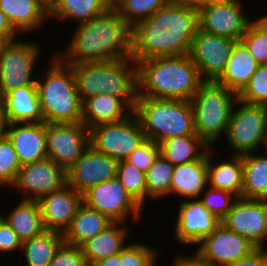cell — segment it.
<instances>
[{
  "instance_id": "1",
  "label": "cell",
  "mask_w": 267,
  "mask_h": 266,
  "mask_svg": "<svg viewBox=\"0 0 267 266\" xmlns=\"http://www.w3.org/2000/svg\"><path fill=\"white\" fill-rule=\"evenodd\" d=\"M198 28V9L167 2L131 28V58L137 63L189 54Z\"/></svg>"
},
{
  "instance_id": "2",
  "label": "cell",
  "mask_w": 267,
  "mask_h": 266,
  "mask_svg": "<svg viewBox=\"0 0 267 266\" xmlns=\"http://www.w3.org/2000/svg\"><path fill=\"white\" fill-rule=\"evenodd\" d=\"M76 26L70 44L63 53L56 54L63 63L106 62L131 57V27L113 6Z\"/></svg>"
},
{
  "instance_id": "3",
  "label": "cell",
  "mask_w": 267,
  "mask_h": 266,
  "mask_svg": "<svg viewBox=\"0 0 267 266\" xmlns=\"http://www.w3.org/2000/svg\"><path fill=\"white\" fill-rule=\"evenodd\" d=\"M138 97L190 101L204 82L189 54L138 61Z\"/></svg>"
},
{
  "instance_id": "4",
  "label": "cell",
  "mask_w": 267,
  "mask_h": 266,
  "mask_svg": "<svg viewBox=\"0 0 267 266\" xmlns=\"http://www.w3.org/2000/svg\"><path fill=\"white\" fill-rule=\"evenodd\" d=\"M70 66L82 102L104 93L122 99L132 110L135 109L138 101V70L131 57Z\"/></svg>"
},
{
  "instance_id": "5",
  "label": "cell",
  "mask_w": 267,
  "mask_h": 266,
  "mask_svg": "<svg viewBox=\"0 0 267 266\" xmlns=\"http://www.w3.org/2000/svg\"><path fill=\"white\" fill-rule=\"evenodd\" d=\"M42 82L37 79L36 88L45 123L82 122V100L78 94L72 67L56 55L51 59Z\"/></svg>"
},
{
  "instance_id": "6",
  "label": "cell",
  "mask_w": 267,
  "mask_h": 266,
  "mask_svg": "<svg viewBox=\"0 0 267 266\" xmlns=\"http://www.w3.org/2000/svg\"><path fill=\"white\" fill-rule=\"evenodd\" d=\"M133 112L147 139L157 144L175 136L197 135L190 101L138 97Z\"/></svg>"
},
{
  "instance_id": "7",
  "label": "cell",
  "mask_w": 267,
  "mask_h": 266,
  "mask_svg": "<svg viewBox=\"0 0 267 266\" xmlns=\"http://www.w3.org/2000/svg\"><path fill=\"white\" fill-rule=\"evenodd\" d=\"M238 94L216 81H204L190 100L195 133L210 147L226 134Z\"/></svg>"
},
{
  "instance_id": "8",
  "label": "cell",
  "mask_w": 267,
  "mask_h": 266,
  "mask_svg": "<svg viewBox=\"0 0 267 266\" xmlns=\"http://www.w3.org/2000/svg\"><path fill=\"white\" fill-rule=\"evenodd\" d=\"M147 140L134 112L118 122L101 123L90 128V145L117 162L127 157Z\"/></svg>"
},
{
  "instance_id": "9",
  "label": "cell",
  "mask_w": 267,
  "mask_h": 266,
  "mask_svg": "<svg viewBox=\"0 0 267 266\" xmlns=\"http://www.w3.org/2000/svg\"><path fill=\"white\" fill-rule=\"evenodd\" d=\"M238 104L239 108L237 107ZM266 132L267 106L249 104L238 99L225 134L235 155L242 156L253 153L262 147Z\"/></svg>"
},
{
  "instance_id": "10",
  "label": "cell",
  "mask_w": 267,
  "mask_h": 266,
  "mask_svg": "<svg viewBox=\"0 0 267 266\" xmlns=\"http://www.w3.org/2000/svg\"><path fill=\"white\" fill-rule=\"evenodd\" d=\"M90 145V129L83 123H46L47 158L68 170Z\"/></svg>"
},
{
  "instance_id": "11",
  "label": "cell",
  "mask_w": 267,
  "mask_h": 266,
  "mask_svg": "<svg viewBox=\"0 0 267 266\" xmlns=\"http://www.w3.org/2000/svg\"><path fill=\"white\" fill-rule=\"evenodd\" d=\"M83 203L106 215L113 222L141 218L142 207L125 190L117 177L92 186L83 193Z\"/></svg>"
},
{
  "instance_id": "12",
  "label": "cell",
  "mask_w": 267,
  "mask_h": 266,
  "mask_svg": "<svg viewBox=\"0 0 267 266\" xmlns=\"http://www.w3.org/2000/svg\"><path fill=\"white\" fill-rule=\"evenodd\" d=\"M38 43L14 40L0 56V87L3 94L27 85H36L32 76L40 56ZM35 79V80H34Z\"/></svg>"
},
{
  "instance_id": "13",
  "label": "cell",
  "mask_w": 267,
  "mask_h": 266,
  "mask_svg": "<svg viewBox=\"0 0 267 266\" xmlns=\"http://www.w3.org/2000/svg\"><path fill=\"white\" fill-rule=\"evenodd\" d=\"M221 223L257 248L267 240V200L239 197Z\"/></svg>"
},
{
  "instance_id": "14",
  "label": "cell",
  "mask_w": 267,
  "mask_h": 266,
  "mask_svg": "<svg viewBox=\"0 0 267 266\" xmlns=\"http://www.w3.org/2000/svg\"><path fill=\"white\" fill-rule=\"evenodd\" d=\"M242 8L239 0L205 4L198 9L199 29L240 41L252 22Z\"/></svg>"
},
{
  "instance_id": "15",
  "label": "cell",
  "mask_w": 267,
  "mask_h": 266,
  "mask_svg": "<svg viewBox=\"0 0 267 266\" xmlns=\"http://www.w3.org/2000/svg\"><path fill=\"white\" fill-rule=\"evenodd\" d=\"M236 42L198 28L189 56L204 81H216L222 75Z\"/></svg>"
},
{
  "instance_id": "16",
  "label": "cell",
  "mask_w": 267,
  "mask_h": 266,
  "mask_svg": "<svg viewBox=\"0 0 267 266\" xmlns=\"http://www.w3.org/2000/svg\"><path fill=\"white\" fill-rule=\"evenodd\" d=\"M198 245L195 256L212 266H225L248 256L257 247L222 223Z\"/></svg>"
},
{
  "instance_id": "17",
  "label": "cell",
  "mask_w": 267,
  "mask_h": 266,
  "mask_svg": "<svg viewBox=\"0 0 267 266\" xmlns=\"http://www.w3.org/2000/svg\"><path fill=\"white\" fill-rule=\"evenodd\" d=\"M66 184V171L50 158L21 166L11 188L24 192L26 200L39 201Z\"/></svg>"
},
{
  "instance_id": "18",
  "label": "cell",
  "mask_w": 267,
  "mask_h": 266,
  "mask_svg": "<svg viewBox=\"0 0 267 266\" xmlns=\"http://www.w3.org/2000/svg\"><path fill=\"white\" fill-rule=\"evenodd\" d=\"M118 162L89 145L82 156L66 170V183L83 194L92 186L117 176Z\"/></svg>"
},
{
  "instance_id": "19",
  "label": "cell",
  "mask_w": 267,
  "mask_h": 266,
  "mask_svg": "<svg viewBox=\"0 0 267 266\" xmlns=\"http://www.w3.org/2000/svg\"><path fill=\"white\" fill-rule=\"evenodd\" d=\"M178 209L174 234L183 245H197L221 224L199 199H185Z\"/></svg>"
},
{
  "instance_id": "20",
  "label": "cell",
  "mask_w": 267,
  "mask_h": 266,
  "mask_svg": "<svg viewBox=\"0 0 267 266\" xmlns=\"http://www.w3.org/2000/svg\"><path fill=\"white\" fill-rule=\"evenodd\" d=\"M45 230L64 234L83 204V194L69 184L52 191L39 200Z\"/></svg>"
},
{
  "instance_id": "21",
  "label": "cell",
  "mask_w": 267,
  "mask_h": 266,
  "mask_svg": "<svg viewBox=\"0 0 267 266\" xmlns=\"http://www.w3.org/2000/svg\"><path fill=\"white\" fill-rule=\"evenodd\" d=\"M5 135L12 143L21 165L47 158L45 122L6 124Z\"/></svg>"
},
{
  "instance_id": "22",
  "label": "cell",
  "mask_w": 267,
  "mask_h": 266,
  "mask_svg": "<svg viewBox=\"0 0 267 266\" xmlns=\"http://www.w3.org/2000/svg\"><path fill=\"white\" fill-rule=\"evenodd\" d=\"M5 123L44 122L36 85L12 89L4 94Z\"/></svg>"
},
{
  "instance_id": "23",
  "label": "cell",
  "mask_w": 267,
  "mask_h": 266,
  "mask_svg": "<svg viewBox=\"0 0 267 266\" xmlns=\"http://www.w3.org/2000/svg\"><path fill=\"white\" fill-rule=\"evenodd\" d=\"M0 10L19 34L42 27L49 18V6L42 0H0Z\"/></svg>"
},
{
  "instance_id": "24",
  "label": "cell",
  "mask_w": 267,
  "mask_h": 266,
  "mask_svg": "<svg viewBox=\"0 0 267 266\" xmlns=\"http://www.w3.org/2000/svg\"><path fill=\"white\" fill-rule=\"evenodd\" d=\"M132 112L122 99L102 93L83 101L82 122L90 129L101 123L124 120Z\"/></svg>"
},
{
  "instance_id": "25",
  "label": "cell",
  "mask_w": 267,
  "mask_h": 266,
  "mask_svg": "<svg viewBox=\"0 0 267 266\" xmlns=\"http://www.w3.org/2000/svg\"><path fill=\"white\" fill-rule=\"evenodd\" d=\"M257 67L255 58L246 46L241 41H237L224 72L216 82L239 95L248 85Z\"/></svg>"
},
{
  "instance_id": "26",
  "label": "cell",
  "mask_w": 267,
  "mask_h": 266,
  "mask_svg": "<svg viewBox=\"0 0 267 266\" xmlns=\"http://www.w3.org/2000/svg\"><path fill=\"white\" fill-rule=\"evenodd\" d=\"M207 160H195L189 163L177 165L174 168L170 195H176L185 199H199L202 192L207 189Z\"/></svg>"
},
{
  "instance_id": "27",
  "label": "cell",
  "mask_w": 267,
  "mask_h": 266,
  "mask_svg": "<svg viewBox=\"0 0 267 266\" xmlns=\"http://www.w3.org/2000/svg\"><path fill=\"white\" fill-rule=\"evenodd\" d=\"M124 222H113L104 231L83 243L80 247L88 266L100 259L120 253L127 245L129 230L122 227ZM121 225V226H120Z\"/></svg>"
},
{
  "instance_id": "28",
  "label": "cell",
  "mask_w": 267,
  "mask_h": 266,
  "mask_svg": "<svg viewBox=\"0 0 267 266\" xmlns=\"http://www.w3.org/2000/svg\"><path fill=\"white\" fill-rule=\"evenodd\" d=\"M112 223L106 215L83 203L63 234L64 242L80 247Z\"/></svg>"
},
{
  "instance_id": "29",
  "label": "cell",
  "mask_w": 267,
  "mask_h": 266,
  "mask_svg": "<svg viewBox=\"0 0 267 266\" xmlns=\"http://www.w3.org/2000/svg\"><path fill=\"white\" fill-rule=\"evenodd\" d=\"M212 147L207 154L208 185L214 189L227 190L238 197H242L243 189V164L242 156L231 155V160L213 164ZM216 164V165H215Z\"/></svg>"
},
{
  "instance_id": "30",
  "label": "cell",
  "mask_w": 267,
  "mask_h": 266,
  "mask_svg": "<svg viewBox=\"0 0 267 266\" xmlns=\"http://www.w3.org/2000/svg\"><path fill=\"white\" fill-rule=\"evenodd\" d=\"M159 146L160 154L174 166L195 160H207L210 149L198 135L171 137L159 143Z\"/></svg>"
},
{
  "instance_id": "31",
  "label": "cell",
  "mask_w": 267,
  "mask_h": 266,
  "mask_svg": "<svg viewBox=\"0 0 267 266\" xmlns=\"http://www.w3.org/2000/svg\"><path fill=\"white\" fill-rule=\"evenodd\" d=\"M4 221L13 229L23 241L41 234L45 228L39 201L22 199Z\"/></svg>"
},
{
  "instance_id": "32",
  "label": "cell",
  "mask_w": 267,
  "mask_h": 266,
  "mask_svg": "<svg viewBox=\"0 0 267 266\" xmlns=\"http://www.w3.org/2000/svg\"><path fill=\"white\" fill-rule=\"evenodd\" d=\"M112 6L110 0H53L49 16L55 20L72 19L82 24L102 14Z\"/></svg>"
},
{
  "instance_id": "33",
  "label": "cell",
  "mask_w": 267,
  "mask_h": 266,
  "mask_svg": "<svg viewBox=\"0 0 267 266\" xmlns=\"http://www.w3.org/2000/svg\"><path fill=\"white\" fill-rule=\"evenodd\" d=\"M242 198L267 200V155H242Z\"/></svg>"
},
{
  "instance_id": "34",
  "label": "cell",
  "mask_w": 267,
  "mask_h": 266,
  "mask_svg": "<svg viewBox=\"0 0 267 266\" xmlns=\"http://www.w3.org/2000/svg\"><path fill=\"white\" fill-rule=\"evenodd\" d=\"M63 242V234L50 230L23 241L21 250L26 266H48Z\"/></svg>"
},
{
  "instance_id": "35",
  "label": "cell",
  "mask_w": 267,
  "mask_h": 266,
  "mask_svg": "<svg viewBox=\"0 0 267 266\" xmlns=\"http://www.w3.org/2000/svg\"><path fill=\"white\" fill-rule=\"evenodd\" d=\"M175 166L161 154L145 173L147 197L157 199L170 195V186Z\"/></svg>"
},
{
  "instance_id": "36",
  "label": "cell",
  "mask_w": 267,
  "mask_h": 266,
  "mask_svg": "<svg viewBox=\"0 0 267 266\" xmlns=\"http://www.w3.org/2000/svg\"><path fill=\"white\" fill-rule=\"evenodd\" d=\"M168 0H114L112 6L120 17L133 28L162 8Z\"/></svg>"
},
{
  "instance_id": "37",
  "label": "cell",
  "mask_w": 267,
  "mask_h": 266,
  "mask_svg": "<svg viewBox=\"0 0 267 266\" xmlns=\"http://www.w3.org/2000/svg\"><path fill=\"white\" fill-rule=\"evenodd\" d=\"M125 190L143 208L147 199L145 173L127 160L118 162L117 176Z\"/></svg>"
},
{
  "instance_id": "38",
  "label": "cell",
  "mask_w": 267,
  "mask_h": 266,
  "mask_svg": "<svg viewBox=\"0 0 267 266\" xmlns=\"http://www.w3.org/2000/svg\"><path fill=\"white\" fill-rule=\"evenodd\" d=\"M240 41L258 65H267V24L261 18L252 20Z\"/></svg>"
},
{
  "instance_id": "39",
  "label": "cell",
  "mask_w": 267,
  "mask_h": 266,
  "mask_svg": "<svg viewBox=\"0 0 267 266\" xmlns=\"http://www.w3.org/2000/svg\"><path fill=\"white\" fill-rule=\"evenodd\" d=\"M18 155L8 139L4 134L0 138V186L11 187L21 168Z\"/></svg>"
},
{
  "instance_id": "40",
  "label": "cell",
  "mask_w": 267,
  "mask_h": 266,
  "mask_svg": "<svg viewBox=\"0 0 267 266\" xmlns=\"http://www.w3.org/2000/svg\"><path fill=\"white\" fill-rule=\"evenodd\" d=\"M238 99L249 104L267 106V65H258Z\"/></svg>"
},
{
  "instance_id": "41",
  "label": "cell",
  "mask_w": 267,
  "mask_h": 266,
  "mask_svg": "<svg viewBox=\"0 0 267 266\" xmlns=\"http://www.w3.org/2000/svg\"><path fill=\"white\" fill-rule=\"evenodd\" d=\"M202 193H205V195L204 197L202 195L199 197L200 202L220 221L228 214L235 201L239 198L230 191L211 187Z\"/></svg>"
},
{
  "instance_id": "42",
  "label": "cell",
  "mask_w": 267,
  "mask_h": 266,
  "mask_svg": "<svg viewBox=\"0 0 267 266\" xmlns=\"http://www.w3.org/2000/svg\"><path fill=\"white\" fill-rule=\"evenodd\" d=\"M156 255L155 248L129 242L120 252V266H155Z\"/></svg>"
},
{
  "instance_id": "43",
  "label": "cell",
  "mask_w": 267,
  "mask_h": 266,
  "mask_svg": "<svg viewBox=\"0 0 267 266\" xmlns=\"http://www.w3.org/2000/svg\"><path fill=\"white\" fill-rule=\"evenodd\" d=\"M160 154V146L156 142L147 139L137 147L128 157L127 161L146 173L153 165L154 160Z\"/></svg>"
},
{
  "instance_id": "44",
  "label": "cell",
  "mask_w": 267,
  "mask_h": 266,
  "mask_svg": "<svg viewBox=\"0 0 267 266\" xmlns=\"http://www.w3.org/2000/svg\"><path fill=\"white\" fill-rule=\"evenodd\" d=\"M48 266H88L81 247L63 242Z\"/></svg>"
},
{
  "instance_id": "45",
  "label": "cell",
  "mask_w": 267,
  "mask_h": 266,
  "mask_svg": "<svg viewBox=\"0 0 267 266\" xmlns=\"http://www.w3.org/2000/svg\"><path fill=\"white\" fill-rule=\"evenodd\" d=\"M22 248V240L4 221L0 226V252L10 253Z\"/></svg>"
},
{
  "instance_id": "46",
  "label": "cell",
  "mask_w": 267,
  "mask_h": 266,
  "mask_svg": "<svg viewBox=\"0 0 267 266\" xmlns=\"http://www.w3.org/2000/svg\"><path fill=\"white\" fill-rule=\"evenodd\" d=\"M266 248H256L248 256L225 266H267Z\"/></svg>"
},
{
  "instance_id": "47",
  "label": "cell",
  "mask_w": 267,
  "mask_h": 266,
  "mask_svg": "<svg viewBox=\"0 0 267 266\" xmlns=\"http://www.w3.org/2000/svg\"><path fill=\"white\" fill-rule=\"evenodd\" d=\"M173 266H212L210 264L204 263L199 260L195 255L186 257V256H176Z\"/></svg>"
},
{
  "instance_id": "48",
  "label": "cell",
  "mask_w": 267,
  "mask_h": 266,
  "mask_svg": "<svg viewBox=\"0 0 267 266\" xmlns=\"http://www.w3.org/2000/svg\"><path fill=\"white\" fill-rule=\"evenodd\" d=\"M91 266H120V253L100 259Z\"/></svg>"
},
{
  "instance_id": "49",
  "label": "cell",
  "mask_w": 267,
  "mask_h": 266,
  "mask_svg": "<svg viewBox=\"0 0 267 266\" xmlns=\"http://www.w3.org/2000/svg\"><path fill=\"white\" fill-rule=\"evenodd\" d=\"M0 33L2 34H18L10 22L8 21L6 15L0 10Z\"/></svg>"
},
{
  "instance_id": "50",
  "label": "cell",
  "mask_w": 267,
  "mask_h": 266,
  "mask_svg": "<svg viewBox=\"0 0 267 266\" xmlns=\"http://www.w3.org/2000/svg\"><path fill=\"white\" fill-rule=\"evenodd\" d=\"M18 34H2L0 33V56L6 51L11 43L16 40Z\"/></svg>"
},
{
  "instance_id": "51",
  "label": "cell",
  "mask_w": 267,
  "mask_h": 266,
  "mask_svg": "<svg viewBox=\"0 0 267 266\" xmlns=\"http://www.w3.org/2000/svg\"><path fill=\"white\" fill-rule=\"evenodd\" d=\"M168 2L195 9H199L202 6V0H168Z\"/></svg>"
},
{
  "instance_id": "52",
  "label": "cell",
  "mask_w": 267,
  "mask_h": 266,
  "mask_svg": "<svg viewBox=\"0 0 267 266\" xmlns=\"http://www.w3.org/2000/svg\"><path fill=\"white\" fill-rule=\"evenodd\" d=\"M5 119L2 114H0V138L5 134Z\"/></svg>"
},
{
  "instance_id": "53",
  "label": "cell",
  "mask_w": 267,
  "mask_h": 266,
  "mask_svg": "<svg viewBox=\"0 0 267 266\" xmlns=\"http://www.w3.org/2000/svg\"><path fill=\"white\" fill-rule=\"evenodd\" d=\"M227 1H232V0H202V6L205 4H210V3H219V2H227Z\"/></svg>"
},
{
  "instance_id": "54",
  "label": "cell",
  "mask_w": 267,
  "mask_h": 266,
  "mask_svg": "<svg viewBox=\"0 0 267 266\" xmlns=\"http://www.w3.org/2000/svg\"><path fill=\"white\" fill-rule=\"evenodd\" d=\"M3 103H4V94H3L2 89L0 87V114L3 113Z\"/></svg>"
},
{
  "instance_id": "55",
  "label": "cell",
  "mask_w": 267,
  "mask_h": 266,
  "mask_svg": "<svg viewBox=\"0 0 267 266\" xmlns=\"http://www.w3.org/2000/svg\"><path fill=\"white\" fill-rule=\"evenodd\" d=\"M263 144H264V146L266 147V152H265V153H267V132H266V135H265Z\"/></svg>"
},
{
  "instance_id": "56",
  "label": "cell",
  "mask_w": 267,
  "mask_h": 266,
  "mask_svg": "<svg viewBox=\"0 0 267 266\" xmlns=\"http://www.w3.org/2000/svg\"><path fill=\"white\" fill-rule=\"evenodd\" d=\"M4 222V215H1V213H0V226H1V224Z\"/></svg>"
},
{
  "instance_id": "57",
  "label": "cell",
  "mask_w": 267,
  "mask_h": 266,
  "mask_svg": "<svg viewBox=\"0 0 267 266\" xmlns=\"http://www.w3.org/2000/svg\"><path fill=\"white\" fill-rule=\"evenodd\" d=\"M44 1L48 6L53 2V0H42Z\"/></svg>"
},
{
  "instance_id": "58",
  "label": "cell",
  "mask_w": 267,
  "mask_h": 266,
  "mask_svg": "<svg viewBox=\"0 0 267 266\" xmlns=\"http://www.w3.org/2000/svg\"><path fill=\"white\" fill-rule=\"evenodd\" d=\"M261 19L267 24V15L265 14V16L261 17Z\"/></svg>"
}]
</instances>
